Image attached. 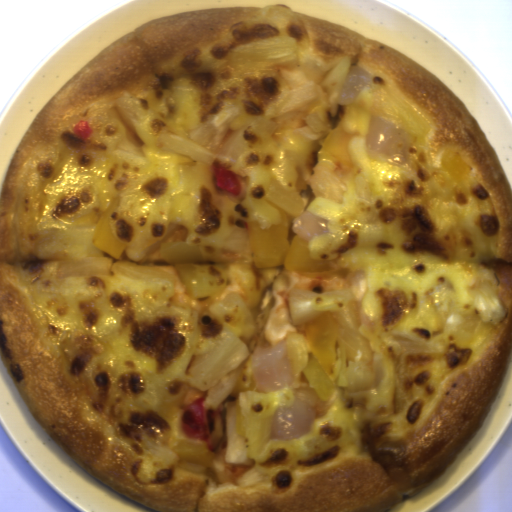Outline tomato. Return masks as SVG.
Masks as SVG:
<instances>
[{"label": "tomato", "mask_w": 512, "mask_h": 512, "mask_svg": "<svg viewBox=\"0 0 512 512\" xmlns=\"http://www.w3.org/2000/svg\"><path fill=\"white\" fill-rule=\"evenodd\" d=\"M72 130L74 134L81 139H88L94 133L91 124L85 120H80L79 123L72 128Z\"/></svg>", "instance_id": "obj_3"}, {"label": "tomato", "mask_w": 512, "mask_h": 512, "mask_svg": "<svg viewBox=\"0 0 512 512\" xmlns=\"http://www.w3.org/2000/svg\"><path fill=\"white\" fill-rule=\"evenodd\" d=\"M206 397L202 395L181 407L179 427L186 439L207 442L210 437Z\"/></svg>", "instance_id": "obj_1"}, {"label": "tomato", "mask_w": 512, "mask_h": 512, "mask_svg": "<svg viewBox=\"0 0 512 512\" xmlns=\"http://www.w3.org/2000/svg\"><path fill=\"white\" fill-rule=\"evenodd\" d=\"M210 176L218 190L236 197L241 195L242 187L238 178L234 170L224 161L214 158L210 165Z\"/></svg>", "instance_id": "obj_2"}]
</instances>
